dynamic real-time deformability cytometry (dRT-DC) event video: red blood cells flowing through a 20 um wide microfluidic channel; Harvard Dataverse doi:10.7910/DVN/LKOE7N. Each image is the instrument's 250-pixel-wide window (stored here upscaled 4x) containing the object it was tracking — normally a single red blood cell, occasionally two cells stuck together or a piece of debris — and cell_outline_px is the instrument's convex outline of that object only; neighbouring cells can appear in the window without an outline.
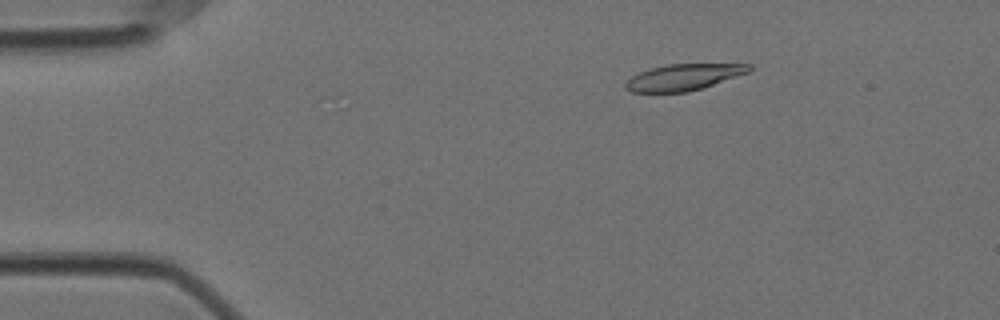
{"species": "Egyptian fruit bat (a non-hibernating species)", "species_latin": "Rousettus aegyptiacus", "temperature_condition": "cold", "stored_images_in_passage": 58, "camera_frame_rate_fps": 3000, "um_per_image_px": 0.085, "animal": {"sex": "female"}, "frame": {"image": 1, "passage_image": 10, "time_ms": 3.0, "image_size_px": [1000, 320], "cell_outline_px": [[752, 68], [748, 72], [688, 92], [632, 92], [624, 88], [624, 84], [632, 76], [640, 72], [652, 68], [668, 64], [752, 64]], "centroid_in_image_um": [58.07, 6.56], "position_along_channel_um": 26.9, "area_um2": 18.55}}
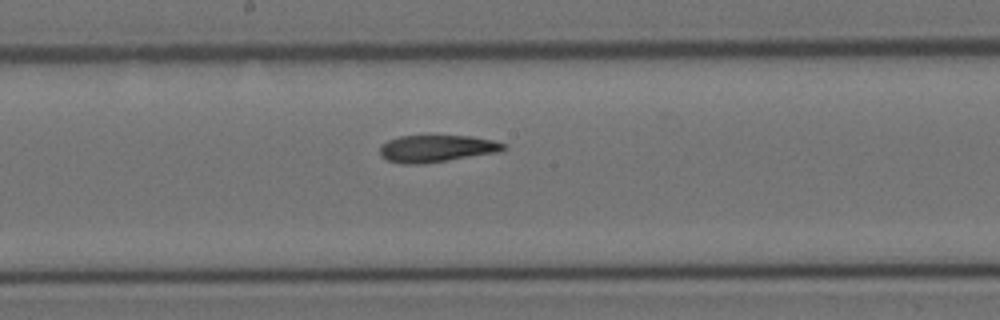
{"frame": {"image": 2, "passage_image": 31, "time_ms": 10.0, "image_size_px": [1000, 320], "cell_outline_px": [[508, 148], [500, 152], [424, 164], [400, 164], [388, 160], [380, 156], [380, 148], [388, 140], [400, 136], [472, 136], [492, 140], [508, 144]], "centroid_in_image_um": [37.16, 12.63], "position_along_channel_um": 211.0, "area_um2": 19.65}}
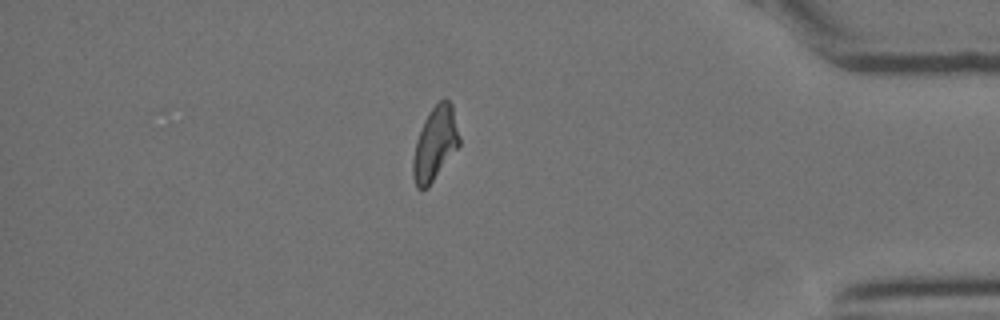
{"frame": {"image": 3, "passage_image": 50, "time_ms": 16.333, "image_size_px": [1000, 320], "cell_outline_px": [[460, 144], [428, 188], [416, 188], [412, 176], [412, 160], [416, 140], [424, 120], [428, 112], [444, 96], [452, 104], [460, 136]], "centroid_in_image_um": [36.97, 12.2], "position_along_channel_um": 398.2, "area_um2": 20.0}, "authors_computed_cell_mechanics": {"area_um2": 19.9988, "velocity_mm_per_s": 3.5129, "shape_relaxation_time_tau1_ms": null, "shape_relaxation_time_tau2_ms": 4.8469, "deformation_change_tau1": null, "deformation_change_tau2": 0.1304}}